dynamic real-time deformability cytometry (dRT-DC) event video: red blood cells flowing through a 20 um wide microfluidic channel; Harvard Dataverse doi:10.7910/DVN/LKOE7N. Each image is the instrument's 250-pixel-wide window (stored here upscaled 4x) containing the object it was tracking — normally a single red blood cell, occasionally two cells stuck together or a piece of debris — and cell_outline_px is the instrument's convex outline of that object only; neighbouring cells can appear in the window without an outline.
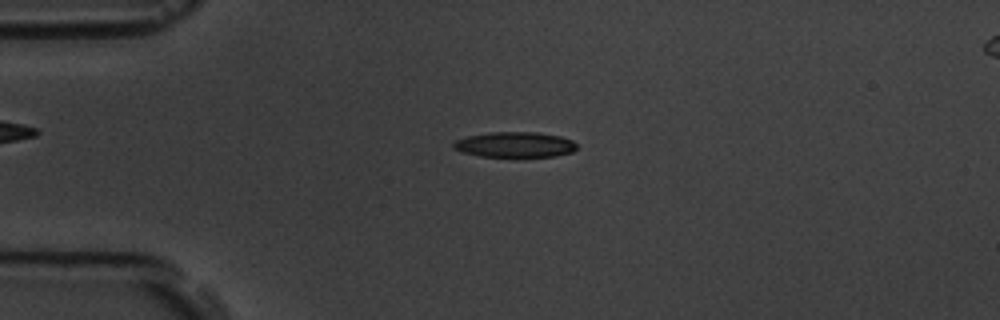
{"species": "common noctule bat (a hibernating species)", "species_latin": "Nyctalus noctula", "temperature_condition": "room temperature", "stored_images_in_passage": 3, "camera_frame_rate_fps": 3000, "um_per_image_px": 0.085, "animal": {"sex": "male", "body_mass_g": 19.5, "forearm_length_mm": 54.6}, "frame": {"image": 1, "passage_image": 1, "time_ms": 0.0, "image_size_px": [1000, 320], "cell_outline_px": [[576, 148], [572, 152], [556, 156], [480, 156], [464, 152], [452, 148], [452, 144], [456, 140], [468, 136], [492, 132], [536, 132], [560, 136], [572, 140], [576, 144]], "centroid_in_image_um": [43.77, 12.29], "position_along_channel_um": 41.2, "area_um2": 18.03}}
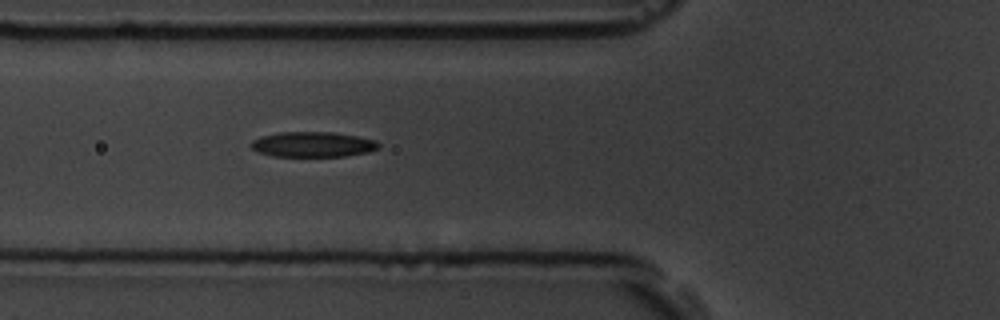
{"frame": {"image": 2, "passage_image": 3, "time_ms": 2.333, "image_size_px": [1000, 320], "cell_outline_px": [[380, 148], [368, 152], [344, 156], [272, 156], [256, 152], [252, 148], [252, 140], [260, 136], [280, 132], [332, 132], [356, 136], [376, 140], [380, 144]], "centroid_in_image_um": [26.59, 12.27], "position_along_channel_um": 99.2, "area_um2": 18.79}}